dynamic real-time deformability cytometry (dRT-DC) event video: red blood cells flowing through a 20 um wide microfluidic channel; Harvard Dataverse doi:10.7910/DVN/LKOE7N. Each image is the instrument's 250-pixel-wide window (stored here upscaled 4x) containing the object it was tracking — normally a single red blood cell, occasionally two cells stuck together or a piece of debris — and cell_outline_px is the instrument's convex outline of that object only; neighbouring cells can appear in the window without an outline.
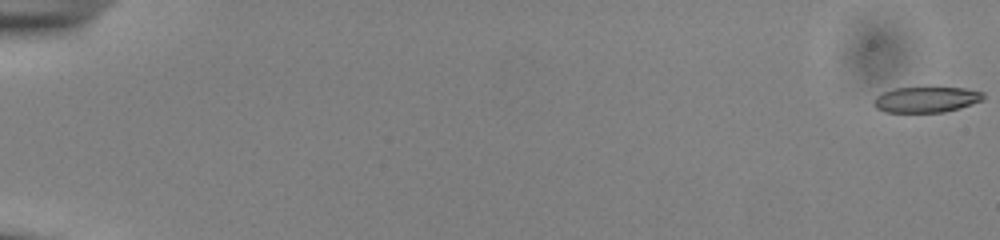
{"species": "common noctule bat (a hibernating species)", "species_latin": "Nyctalus noctula", "temperature_condition": "cold", "stored_images_in_passage": 55, "camera_frame_rate_fps": 3000, "um_per_image_px": 0.085, "animal": {"sex": "male", "body_mass_g": 13.0, "forearm_length_mm": 53.1}, "frame": {"image": 1, "passage_image": 1, "time_ms": 0.0, "image_size_px": [1000, 240], "cell_outline_px": [[984, 100], [960, 108], [944, 112], [884, 112], [876, 108], [872, 104], [872, 100], [876, 96], [884, 92], [896, 88], [964, 88], [984, 92]], "centroid_in_image_um": [78.73, 8.47], "position_along_channel_um": 6.3, "area_um2": 16.42}}
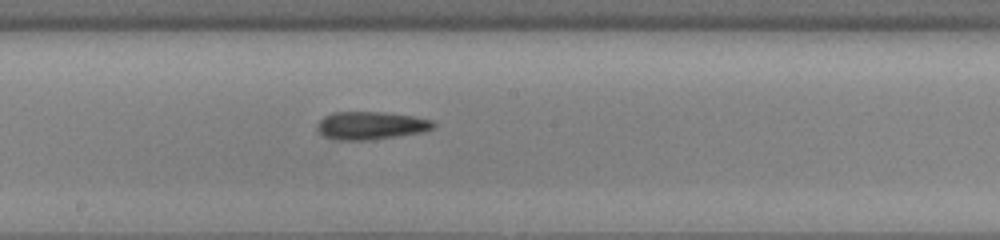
{"frame": {"image": 2, "passage_image": 32, "time_ms": 10.333, "image_size_px": [1000, 240], "cell_outline_px": [[436, 128], [424, 132], [368, 140], [336, 140], [324, 136], [316, 128], [316, 124], [324, 116], [332, 112], [384, 112], [412, 116], [432, 120], [436, 124]], "centroid_in_image_um": [31.53, 10.67], "position_along_channel_um": 216.7, "area_um2": 19.02}}
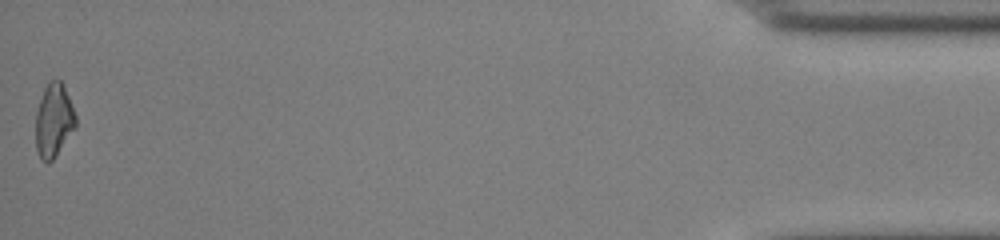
{"frame": {"image": 3, "passage_image": 55, "time_ms": 18.0, "image_size_px": [1000, 240], "cell_outline_px": [[76, 128], [52, 160], [48, 164], [40, 160], [36, 148], [36, 112], [44, 88], [48, 80], [60, 80], [64, 84], [76, 116]], "centroid_in_image_um": [4.57, 10.24], "position_along_channel_um": 430.6, "area_um2": 17.28}, "authors_computed_cell_mechanics": {"area_um2": 17.8602, "velocity_mm_per_s": 3.9095, "shape_relaxation_time_tau1_ms": 3.8416, "shape_relaxation_time_tau2_ms": 4.383, "deformation_change_tau1": 0.106, "deformation_change_tau2": 0.1388}}